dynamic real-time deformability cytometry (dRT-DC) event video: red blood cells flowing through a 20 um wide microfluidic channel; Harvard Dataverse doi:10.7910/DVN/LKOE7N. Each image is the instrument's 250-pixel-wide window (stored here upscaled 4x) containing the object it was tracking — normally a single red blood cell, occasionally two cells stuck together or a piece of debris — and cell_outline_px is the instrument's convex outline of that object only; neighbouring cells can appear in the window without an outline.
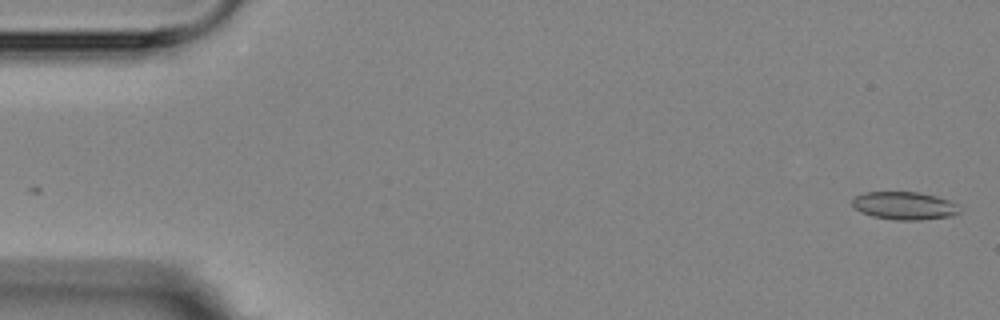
{"species": "Egyptian fruit bat (a non-hibernating species)", "species_latin": "Rousettus aegyptiacus", "temperature_condition": "room temperature", "stored_images_in_passage": 5, "camera_frame_rate_fps": 3000, "um_per_image_px": 0.085, "animal": {"sex": "female"}, "frame": {"image": 1, "passage_image": 1, "time_ms": 0.0, "image_size_px": [1000, 320], "cell_outline_px": [[960, 212], [952, 216], [920, 220], [896, 220], [872, 216], [860, 212], [852, 204], [852, 196], [864, 192], [920, 192], [936, 196], [948, 200], [956, 204]], "centroid_in_image_um": [76.84, 17.48], "position_along_channel_um": 8.2, "area_um2": 17.51}}